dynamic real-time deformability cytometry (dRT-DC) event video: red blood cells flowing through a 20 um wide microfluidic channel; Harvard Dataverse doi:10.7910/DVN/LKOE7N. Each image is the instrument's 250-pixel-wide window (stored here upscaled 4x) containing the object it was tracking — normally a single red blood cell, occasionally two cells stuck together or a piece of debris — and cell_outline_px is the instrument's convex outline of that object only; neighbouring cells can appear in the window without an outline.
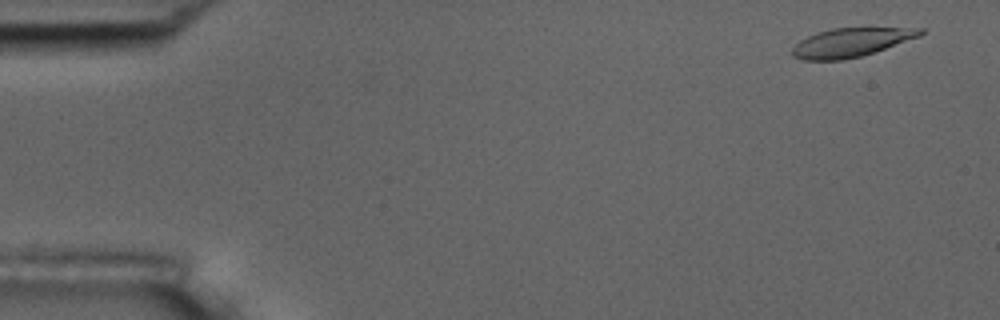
{"species": "common noctule bat (a hibernating species)", "species_latin": "Nyctalus noctula", "temperature_condition": "room temperature", "stored_images_in_passage": 8, "camera_frame_rate_fps": 3000, "um_per_image_px": 0.085, "animal": {"sex": "male", "body_mass_g": 17.5, "forearm_length_mm": 52.3}, "frame": {"image": 1, "passage_image": 1, "time_ms": 0.0, "image_size_px": [1000, 320], "cell_outline_px": [[924, 32], [920, 36], [860, 56], [840, 60], [800, 60], [792, 56], [792, 48], [800, 40], [816, 32], [832, 28], [924, 28]], "centroid_in_image_um": [72.28, 3.6], "position_along_channel_um": 12.7, "area_um2": 21.21}}
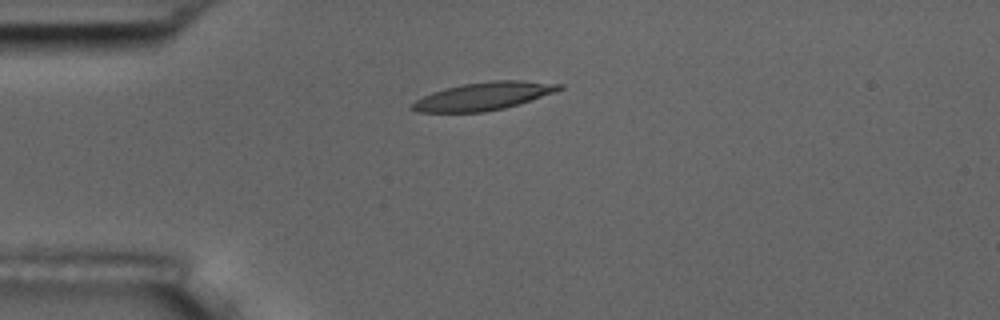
{"frame": {"image": 2, "passage_image": 4, "time_ms": 3.667, "image_size_px": [1000, 320], "cell_outline_px": [[564, 88], [504, 108], [484, 112], [416, 112], [408, 108], [416, 100], [432, 92], [444, 88], [464, 84], [496, 80], [524, 80], [564, 84]], "centroid_in_image_um": [41.05, 8.17], "position_along_channel_um": 43.9, "area_um2": 23.58}}
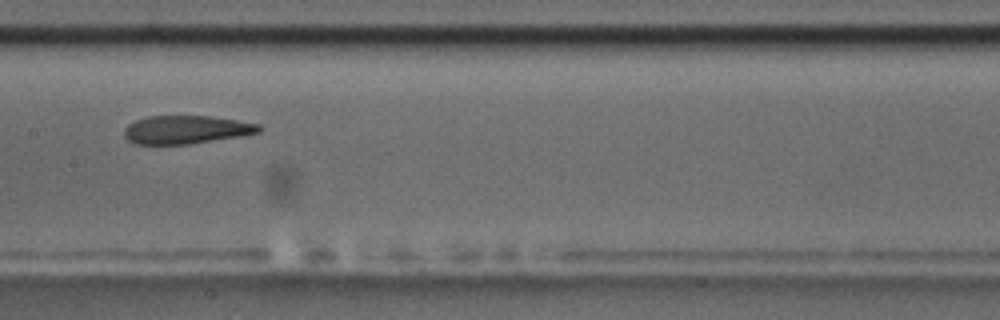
{"frame": {"image": 3, "passage_image": 8, "time_ms": 8.333, "image_size_px": [1000, 320], "cell_outline_px": [[264, 128], [260, 132], [240, 136], [188, 144], [136, 144], [128, 140], [124, 136], [124, 128], [128, 124], [136, 120], [148, 116], [212, 116], [260, 124]], "centroid_in_image_um": [15.83, 11.01], "position_along_channel_um": 191.6, "area_um2": 22.2}}